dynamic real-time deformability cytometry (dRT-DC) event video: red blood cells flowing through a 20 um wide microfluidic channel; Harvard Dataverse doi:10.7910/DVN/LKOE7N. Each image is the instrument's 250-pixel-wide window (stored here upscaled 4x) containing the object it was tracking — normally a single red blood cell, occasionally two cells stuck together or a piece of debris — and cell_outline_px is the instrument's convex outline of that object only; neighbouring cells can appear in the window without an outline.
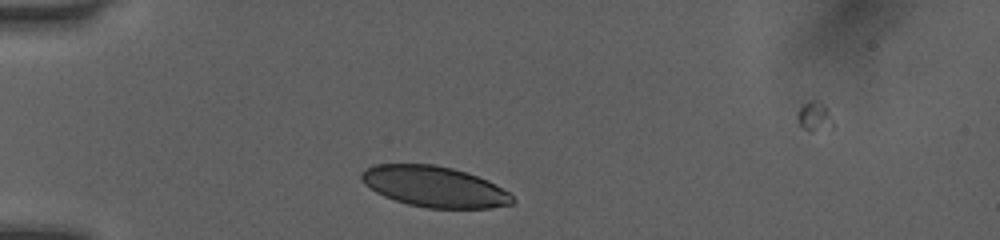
{"species": "human", "species_latin": "Homo sapiens", "temperature_condition": "room temperature", "stored_images_in_passage": 30, "camera_frame_rate_fps": 3000, "um_per_image_px": 0.085, "donor": {"sex": "female"}, "frame": {"image": 1, "passage_image": 5, "time_ms": 1.333, "image_size_px": [1000, 240], "cell_outline_px": [[516, 200], [512, 204], [492, 208], [428, 208], [408, 204], [384, 196], [376, 192], [364, 184], [360, 180], [360, 172], [376, 164], [436, 164], [452, 168], [488, 180], [496, 184], [508, 192]], "centroid_in_image_um": [36.92, 15.86], "position_along_channel_um": 48.1, "area_um2": 35.89}}
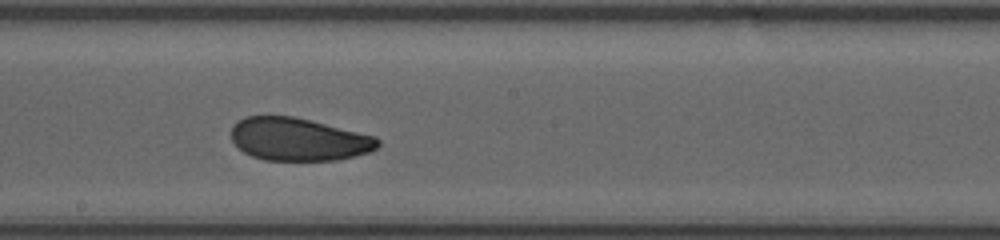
{"frame": {"image": 2, "passage_image": 17, "time_ms": 5.333, "image_size_px": [1000, 240], "cell_outline_px": [[380, 144], [376, 148], [368, 152], [336, 160], [264, 160], [252, 156], [244, 152], [232, 140], [232, 124], [244, 116], [292, 116], [376, 136], [380, 140]], "centroid_in_image_um": [25.36, 11.84], "position_along_channel_um": 222.8, "area_um2": 36.36}}
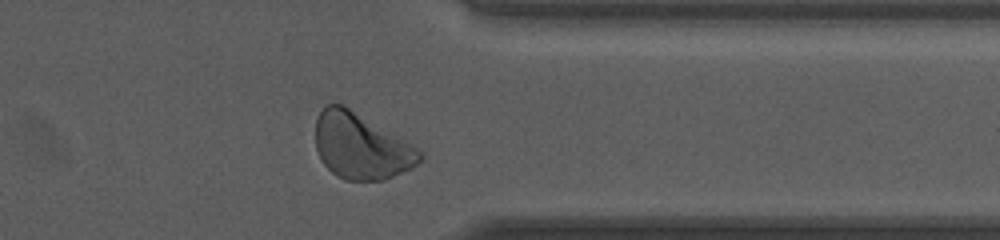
{"frame": {"image": 3, "passage_image": 29, "time_ms": 9.333, "image_size_px": [1000, 240], "cell_outline_px": [[424, 160], [412, 168], [384, 180], [344, 180], [336, 176], [320, 160], [316, 148], [316, 120], [320, 112], [328, 104], [344, 104], [424, 152]], "centroid_in_image_um": [30.7, 12.44], "position_along_channel_um": 380.7, "area_um2": 40.0}, "authors_computed_cell_mechanics": {"area_um2": 36.8764, "velocity_mm_per_s": 4.0358, "shape_relaxation_time_tau1_ms": 4.6243, "shape_relaxation_time_tau2_ms": 8.654, "deformation_change_tau1": 0.0963, "deformation_change_tau2": 0.0887}}